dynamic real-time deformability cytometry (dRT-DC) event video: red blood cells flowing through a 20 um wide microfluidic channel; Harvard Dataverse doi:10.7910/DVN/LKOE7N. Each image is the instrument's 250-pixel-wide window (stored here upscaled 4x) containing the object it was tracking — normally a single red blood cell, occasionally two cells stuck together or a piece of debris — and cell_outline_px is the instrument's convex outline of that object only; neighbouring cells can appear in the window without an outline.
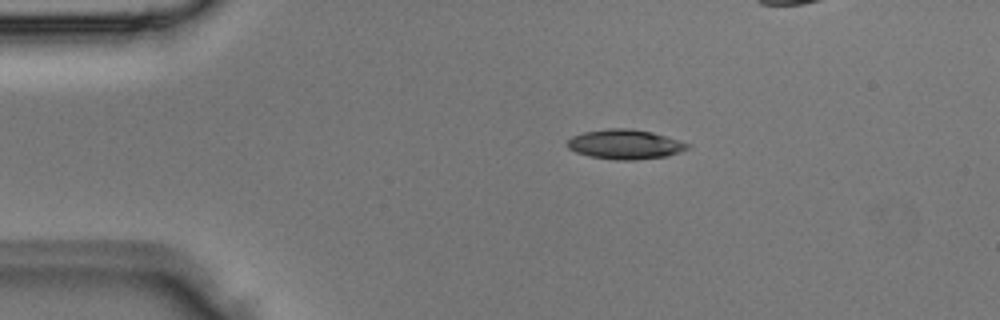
{"species": "Egyptian fruit bat (a non-hibernating species)", "species_latin": "Rousettus aegyptiacus", "temperature_condition": "room temperature", "stored_images_in_passage": 4, "camera_frame_rate_fps": 3000, "um_per_image_px": 0.085, "animal": {"sex": "male"}, "frame": {"image": 1, "passage_image": 2, "time_ms": 0.333, "image_size_px": [1000, 320], "cell_outline_px": [[692, 144], [688, 148], [680, 152], [668, 156], [636, 160], [616, 160], [588, 156], [576, 152], [568, 148], [568, 140], [572, 136], [584, 132], [608, 128], [628, 128], [652, 132]], "centroid_in_image_um": [53.14, 12.27], "position_along_channel_um": 31.9, "area_um2": 20.81}}